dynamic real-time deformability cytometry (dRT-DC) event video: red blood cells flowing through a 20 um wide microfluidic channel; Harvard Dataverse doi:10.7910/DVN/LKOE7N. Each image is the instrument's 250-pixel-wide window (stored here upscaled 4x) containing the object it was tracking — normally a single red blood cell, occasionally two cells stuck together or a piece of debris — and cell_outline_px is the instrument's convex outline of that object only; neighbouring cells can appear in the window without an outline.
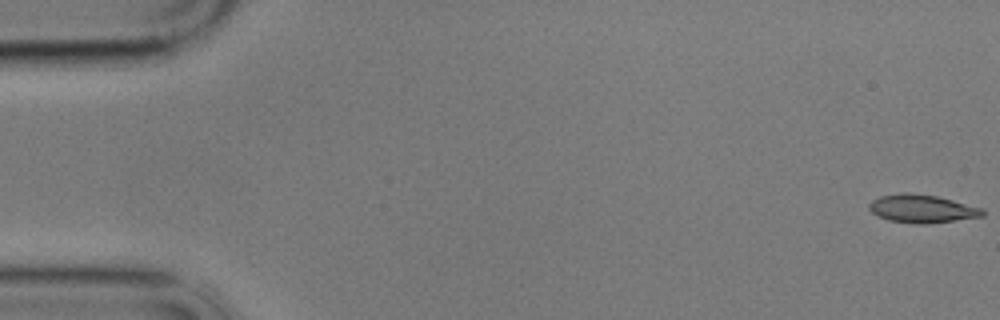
{"species": "common noctule bat (a hibernating species)", "species_latin": "Nyctalus noctula", "temperature_condition": "cold", "stored_images_in_passage": 59, "camera_frame_rate_fps": 3000, "um_per_image_px": 0.085, "animal": {"sex": "male", "body_mass_g": 17.9}, "frame": {"image": 1, "passage_image": 1, "time_ms": 0.0, "image_size_px": [1000, 320], "cell_outline_px": [[984, 216], [928, 224], [916, 224], [888, 220], [872, 212], [868, 208], [868, 204], [872, 200], [880, 196], [900, 192], [908, 192], [936, 196], [984, 208]], "centroid_in_image_um": [78.37, 17.73], "position_along_channel_um": 6.6, "area_um2": 18.67}}
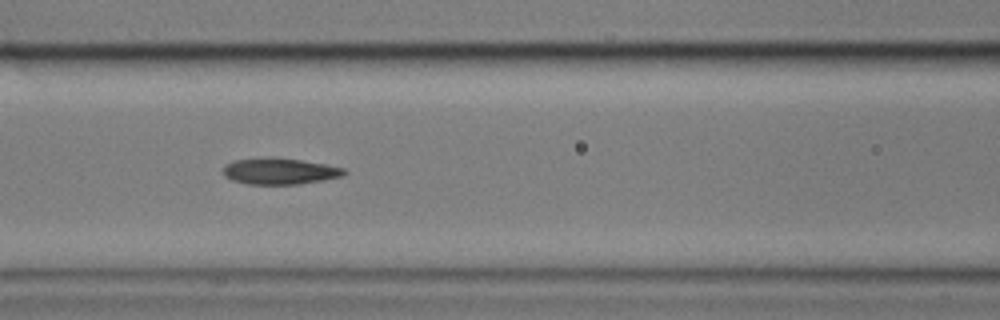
{"frame": {"image": 2, "passage_image": 25, "time_ms": 8.0, "image_size_px": [1000, 320], "cell_outline_px": [[348, 172], [344, 176], [324, 180], [300, 184], [248, 184], [232, 180], [224, 176], [224, 168], [228, 164], [236, 160], [264, 156], [300, 160], [324, 164], [344, 168]], "centroid_in_image_um": [23.8, 14.55], "position_along_channel_um": 142.8, "area_um2": 18.55}}
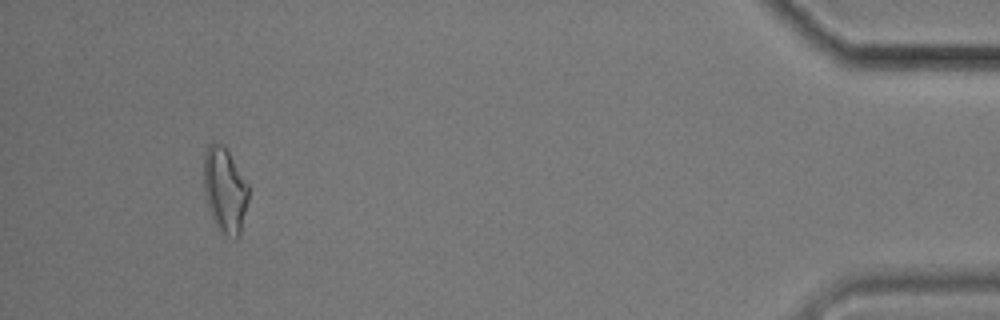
{"frame": {"image": 3, "passage_image": 55, "time_ms": 18.0, "image_size_px": [1000, 320], "cell_outline_px": [[248, 200], [240, 236], [236, 240], [232, 240], [216, 228], [212, 220], [208, 208], [204, 192], [204, 152], [208, 144], [216, 140], [224, 144], [228, 148], [248, 184]], "centroid_in_image_um": [19.11, 16.14], "position_along_channel_um": 416.1, "area_um2": 23.0}, "authors_computed_cell_mechanics": {"area_um2": 18.3804, "velocity_mm_per_s": 3.4103, "shape_relaxation_time_tau1_ms": null, "shape_relaxation_time_tau2_ms": 4.7587, "deformation_change_tau1": null, "deformation_change_tau2": 0.1303}}